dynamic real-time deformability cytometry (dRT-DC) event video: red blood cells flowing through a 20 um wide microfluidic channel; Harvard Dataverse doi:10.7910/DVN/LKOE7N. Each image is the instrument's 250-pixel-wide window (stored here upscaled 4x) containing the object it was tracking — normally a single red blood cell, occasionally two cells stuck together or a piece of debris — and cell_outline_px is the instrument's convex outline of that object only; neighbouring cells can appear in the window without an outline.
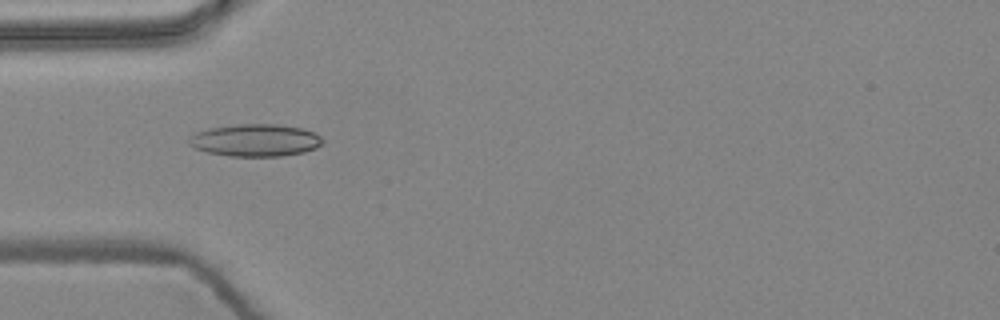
{"species": "common noctule bat (a hibernating species)", "species_latin": "Nyctalus noctula", "temperature_condition": "warm", "stored_images_in_passage": 9, "camera_frame_rate_fps": 3000, "um_per_image_px": 0.085, "animal": {"sex": "female", "body_mass_g": 24.6, "forearm_length_mm": 56.2}, "frame": {"image": 1, "passage_image": 4, "time_ms": 1.0, "image_size_px": [1000, 320], "cell_outline_px": [[324, 144], [316, 148], [304, 152], [280, 156], [228, 156], [208, 152], [196, 148], [188, 144], [188, 140], [196, 132], [208, 128], [240, 124], [280, 124], [300, 128], [312, 132], [320, 136], [324, 140]], "centroid_in_image_um": [21.73, 11.92], "position_along_channel_um": 63.3, "area_um2": 25.14}}
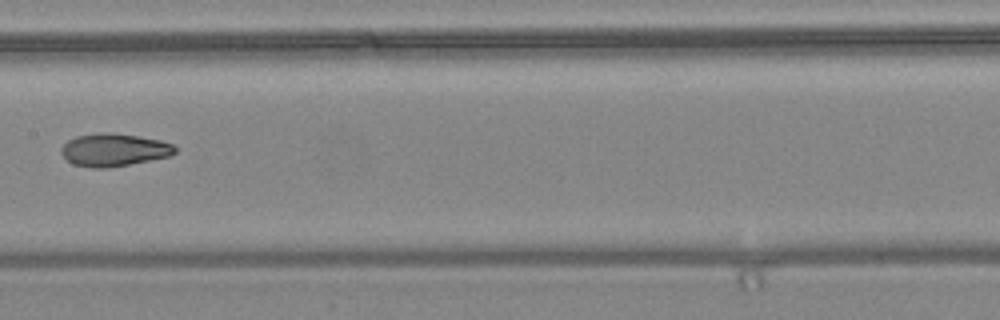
{"frame": {"image": 2, "passage_image": 7, "time_ms": 2.0, "image_size_px": [1000, 320], "cell_outline_px": [[176, 152], [168, 156], [108, 168], [88, 168], [72, 164], [60, 152], [60, 148], [68, 140], [76, 136], [100, 132], [108, 132], [136, 136], [160, 140], [172, 144], [176, 148]], "centroid_in_image_um": [9.63, 12.74], "position_along_channel_um": 197.8, "area_um2": 21.56}}
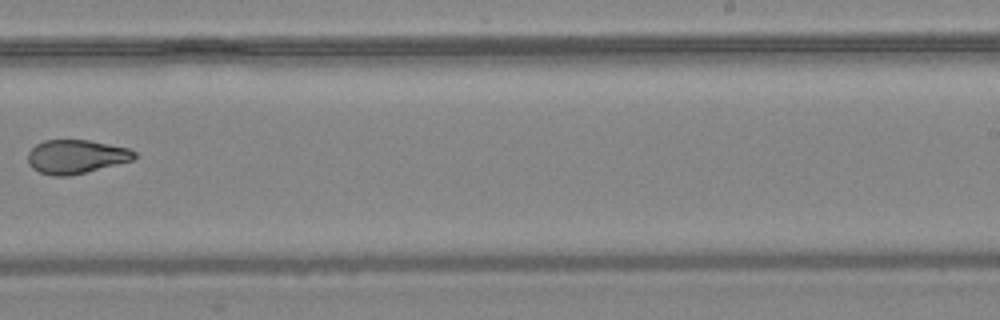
{"frame": {"image": 3, "passage_image": 9, "time_ms": 2.667, "image_size_px": [1000, 320], "cell_outline_px": [[136, 156], [132, 160], [68, 176], [52, 176], [40, 172], [32, 168], [28, 164], [28, 152], [36, 144], [44, 140], [88, 140], [128, 148], [136, 152]], "centroid_in_image_um": [6.42, 13.31], "position_along_channel_um": 282.6, "area_um2": 20.75}}